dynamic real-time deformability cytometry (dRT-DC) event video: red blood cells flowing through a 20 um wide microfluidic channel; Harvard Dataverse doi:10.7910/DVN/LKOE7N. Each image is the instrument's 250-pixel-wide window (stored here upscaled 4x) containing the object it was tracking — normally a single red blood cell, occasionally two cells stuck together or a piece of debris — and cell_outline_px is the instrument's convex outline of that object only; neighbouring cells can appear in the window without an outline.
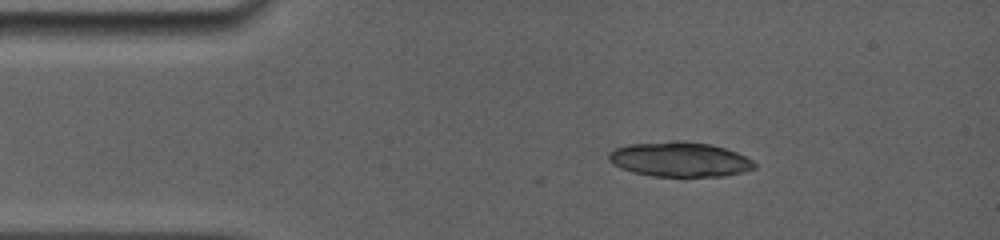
{"species": "common noctule bat (a hibernating species)", "species_latin": "Nyctalus noctula", "temperature_condition": "room temperature", "stored_images_in_passage": 8, "camera_frame_rate_fps": 5000, "um_per_image_px": 0.085, "animal": {"sex": "female", "body_mass_g": 19.0, "forearm_length_mm": 56.7}, "frame": {"image": 1, "passage_image": 1, "time_ms": 0.0, "image_size_px": [1000, 240], "cell_outline_px": [[756, 168], [744, 172], [724, 176], [652, 176], [632, 172], [620, 168], [612, 164], [608, 160], [608, 152], [612, 148], [628, 144], [672, 140], [680, 140], [712, 144], [736, 152], [752, 160], [756, 164]], "centroid_in_image_um": [57.73, 13.53], "position_along_channel_um": 27.3, "area_um2": 29.94}}